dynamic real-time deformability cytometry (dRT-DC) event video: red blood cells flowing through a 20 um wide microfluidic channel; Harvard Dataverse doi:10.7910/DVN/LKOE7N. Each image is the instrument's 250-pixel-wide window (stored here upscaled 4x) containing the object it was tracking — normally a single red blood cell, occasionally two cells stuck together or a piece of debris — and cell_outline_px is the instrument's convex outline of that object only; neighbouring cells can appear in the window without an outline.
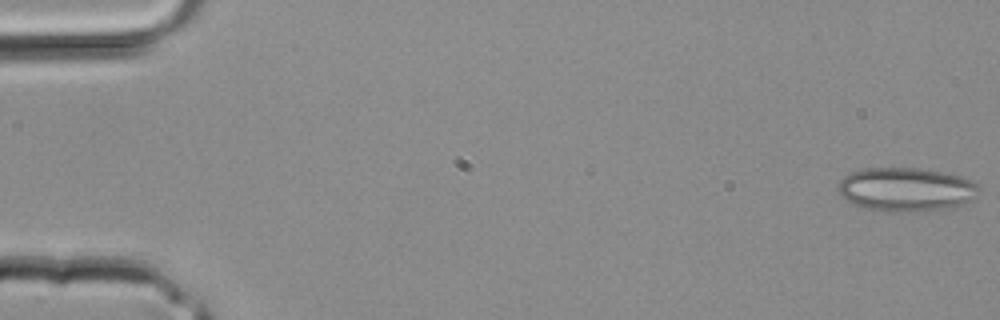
{"species": "common noctule bat (a hibernating species)", "species_latin": "Nyctalus noctula", "temperature_condition": "room temperature", "stored_images_in_passage": 3, "camera_frame_rate_fps": 3000, "um_per_image_px": 0.085, "animal": {"sex": "male", "body_mass_g": 20.4}, "frame": {"image": 1, "passage_image": 1, "time_ms": 0.0, "image_size_px": [1000, 320], "cell_outline_px": [[984, 188], [972, 200], [964, 204], [944, 208], [920, 212], [888, 212], [864, 208], [840, 196], [836, 188], [840, 180], [844, 176], [852, 172], [864, 168], [916, 168], [940, 172], [960, 176]], "centroid_in_image_um": [77.01, 16.11], "position_along_channel_um": 8.0, "area_um2": 36.13}}